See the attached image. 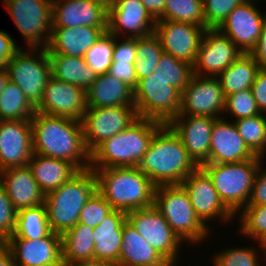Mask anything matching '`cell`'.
Returning <instances> with one entry per match:
<instances>
[{"mask_svg":"<svg viewBox=\"0 0 266 266\" xmlns=\"http://www.w3.org/2000/svg\"><path fill=\"white\" fill-rule=\"evenodd\" d=\"M31 125L34 153L71 162L79 170L90 168L81 121L36 112Z\"/></svg>","mask_w":266,"mask_h":266,"instance_id":"6da1fadb","label":"cell"},{"mask_svg":"<svg viewBox=\"0 0 266 266\" xmlns=\"http://www.w3.org/2000/svg\"><path fill=\"white\" fill-rule=\"evenodd\" d=\"M197 167L179 136L168 124H163L155 132L138 166L156 187L180 185Z\"/></svg>","mask_w":266,"mask_h":266,"instance_id":"7a4b0ae2","label":"cell"},{"mask_svg":"<svg viewBox=\"0 0 266 266\" xmlns=\"http://www.w3.org/2000/svg\"><path fill=\"white\" fill-rule=\"evenodd\" d=\"M97 190L113 210L125 213L154 205L156 186L138 167L92 169Z\"/></svg>","mask_w":266,"mask_h":266,"instance_id":"3957f363","label":"cell"},{"mask_svg":"<svg viewBox=\"0 0 266 266\" xmlns=\"http://www.w3.org/2000/svg\"><path fill=\"white\" fill-rule=\"evenodd\" d=\"M162 122L138 118L124 131L101 143L91 153L90 169L138 167Z\"/></svg>","mask_w":266,"mask_h":266,"instance_id":"277c9868","label":"cell"},{"mask_svg":"<svg viewBox=\"0 0 266 266\" xmlns=\"http://www.w3.org/2000/svg\"><path fill=\"white\" fill-rule=\"evenodd\" d=\"M97 190V179L92 169L80 170L56 190L45 195L49 227L62 235L79 221L80 212Z\"/></svg>","mask_w":266,"mask_h":266,"instance_id":"5b68a950","label":"cell"},{"mask_svg":"<svg viewBox=\"0 0 266 266\" xmlns=\"http://www.w3.org/2000/svg\"><path fill=\"white\" fill-rule=\"evenodd\" d=\"M263 157L237 163H203L220 200L235 215L249 201L255 175ZM238 212V213H237Z\"/></svg>","mask_w":266,"mask_h":266,"instance_id":"8992f818","label":"cell"},{"mask_svg":"<svg viewBox=\"0 0 266 266\" xmlns=\"http://www.w3.org/2000/svg\"><path fill=\"white\" fill-rule=\"evenodd\" d=\"M154 206L183 242L199 244L209 236L211 229L196 215L189 195L181 184L157 186Z\"/></svg>","mask_w":266,"mask_h":266,"instance_id":"52a82bcc","label":"cell"},{"mask_svg":"<svg viewBox=\"0 0 266 266\" xmlns=\"http://www.w3.org/2000/svg\"><path fill=\"white\" fill-rule=\"evenodd\" d=\"M161 70L140 79L134 89V105L138 117L168 124L181 106V92L167 84Z\"/></svg>","mask_w":266,"mask_h":266,"instance_id":"ba28073f","label":"cell"},{"mask_svg":"<svg viewBox=\"0 0 266 266\" xmlns=\"http://www.w3.org/2000/svg\"><path fill=\"white\" fill-rule=\"evenodd\" d=\"M27 49L21 46L9 59L7 70L9 80L20 87L36 109L43 100L45 86L52 76L51 63L46 48Z\"/></svg>","mask_w":266,"mask_h":266,"instance_id":"9c48e42d","label":"cell"},{"mask_svg":"<svg viewBox=\"0 0 266 266\" xmlns=\"http://www.w3.org/2000/svg\"><path fill=\"white\" fill-rule=\"evenodd\" d=\"M28 48H46L53 27L52 0H4ZM46 35V36H45Z\"/></svg>","mask_w":266,"mask_h":266,"instance_id":"30bf717a","label":"cell"},{"mask_svg":"<svg viewBox=\"0 0 266 266\" xmlns=\"http://www.w3.org/2000/svg\"><path fill=\"white\" fill-rule=\"evenodd\" d=\"M127 221L171 266H177L184 242L154 205L128 212Z\"/></svg>","mask_w":266,"mask_h":266,"instance_id":"8fae6325","label":"cell"},{"mask_svg":"<svg viewBox=\"0 0 266 266\" xmlns=\"http://www.w3.org/2000/svg\"><path fill=\"white\" fill-rule=\"evenodd\" d=\"M135 106L87 108L82 119L84 141L92 153L101 143L138 119Z\"/></svg>","mask_w":266,"mask_h":266,"instance_id":"7c38bea8","label":"cell"},{"mask_svg":"<svg viewBox=\"0 0 266 266\" xmlns=\"http://www.w3.org/2000/svg\"><path fill=\"white\" fill-rule=\"evenodd\" d=\"M226 96L217 77L193 74L181 93L178 115L221 118Z\"/></svg>","mask_w":266,"mask_h":266,"instance_id":"4fadbf2b","label":"cell"},{"mask_svg":"<svg viewBox=\"0 0 266 266\" xmlns=\"http://www.w3.org/2000/svg\"><path fill=\"white\" fill-rule=\"evenodd\" d=\"M243 54L218 28H207L193 65V74L217 77Z\"/></svg>","mask_w":266,"mask_h":266,"instance_id":"5bb4252c","label":"cell"},{"mask_svg":"<svg viewBox=\"0 0 266 266\" xmlns=\"http://www.w3.org/2000/svg\"><path fill=\"white\" fill-rule=\"evenodd\" d=\"M206 29L190 23L156 20L154 33L165 53L194 65Z\"/></svg>","mask_w":266,"mask_h":266,"instance_id":"9a60e30c","label":"cell"},{"mask_svg":"<svg viewBox=\"0 0 266 266\" xmlns=\"http://www.w3.org/2000/svg\"><path fill=\"white\" fill-rule=\"evenodd\" d=\"M181 185L187 191L196 215L205 225L207 220L213 221L218 217L224 223L231 222L234 220L232 218L236 217L220 200L210 177L200 166L191 172Z\"/></svg>","mask_w":266,"mask_h":266,"instance_id":"2e32d148","label":"cell"},{"mask_svg":"<svg viewBox=\"0 0 266 266\" xmlns=\"http://www.w3.org/2000/svg\"><path fill=\"white\" fill-rule=\"evenodd\" d=\"M87 110L86 91L51 76L36 112L82 121Z\"/></svg>","mask_w":266,"mask_h":266,"instance_id":"e0dca14e","label":"cell"},{"mask_svg":"<svg viewBox=\"0 0 266 266\" xmlns=\"http://www.w3.org/2000/svg\"><path fill=\"white\" fill-rule=\"evenodd\" d=\"M10 249L16 266H64L62 260V238L50 232L39 239L9 237Z\"/></svg>","mask_w":266,"mask_h":266,"instance_id":"ac0fdd59","label":"cell"},{"mask_svg":"<svg viewBox=\"0 0 266 266\" xmlns=\"http://www.w3.org/2000/svg\"><path fill=\"white\" fill-rule=\"evenodd\" d=\"M258 1L260 0L244 1L234 8L218 28L244 53H250L256 46L266 20V14L263 16L256 8L255 2Z\"/></svg>","mask_w":266,"mask_h":266,"instance_id":"d6986e66","label":"cell"},{"mask_svg":"<svg viewBox=\"0 0 266 266\" xmlns=\"http://www.w3.org/2000/svg\"><path fill=\"white\" fill-rule=\"evenodd\" d=\"M33 153L31 120H0V171L28 165Z\"/></svg>","mask_w":266,"mask_h":266,"instance_id":"ffe728a7","label":"cell"},{"mask_svg":"<svg viewBox=\"0 0 266 266\" xmlns=\"http://www.w3.org/2000/svg\"><path fill=\"white\" fill-rule=\"evenodd\" d=\"M155 25L156 20L141 0H115L108 9L107 31L115 36L126 31L128 37H144L154 32Z\"/></svg>","mask_w":266,"mask_h":266,"instance_id":"44dd1931","label":"cell"},{"mask_svg":"<svg viewBox=\"0 0 266 266\" xmlns=\"http://www.w3.org/2000/svg\"><path fill=\"white\" fill-rule=\"evenodd\" d=\"M216 119L206 116L177 115L168 123L198 166L209 160L212 128Z\"/></svg>","mask_w":266,"mask_h":266,"instance_id":"7402d4cb","label":"cell"},{"mask_svg":"<svg viewBox=\"0 0 266 266\" xmlns=\"http://www.w3.org/2000/svg\"><path fill=\"white\" fill-rule=\"evenodd\" d=\"M53 27L92 26L108 30V9L88 0H52Z\"/></svg>","mask_w":266,"mask_h":266,"instance_id":"603a6c76","label":"cell"},{"mask_svg":"<svg viewBox=\"0 0 266 266\" xmlns=\"http://www.w3.org/2000/svg\"><path fill=\"white\" fill-rule=\"evenodd\" d=\"M229 122L223 117L214 121L206 163H237L257 157L240 136L234 121Z\"/></svg>","mask_w":266,"mask_h":266,"instance_id":"cb8c5ba5","label":"cell"},{"mask_svg":"<svg viewBox=\"0 0 266 266\" xmlns=\"http://www.w3.org/2000/svg\"><path fill=\"white\" fill-rule=\"evenodd\" d=\"M0 184L17 211L44 204L45 194L41 191L28 165L0 171Z\"/></svg>","mask_w":266,"mask_h":266,"instance_id":"d4e9b609","label":"cell"},{"mask_svg":"<svg viewBox=\"0 0 266 266\" xmlns=\"http://www.w3.org/2000/svg\"><path fill=\"white\" fill-rule=\"evenodd\" d=\"M126 221L127 213L113 210L93 229L94 259L118 265Z\"/></svg>","mask_w":266,"mask_h":266,"instance_id":"484cf974","label":"cell"},{"mask_svg":"<svg viewBox=\"0 0 266 266\" xmlns=\"http://www.w3.org/2000/svg\"><path fill=\"white\" fill-rule=\"evenodd\" d=\"M103 33L100 28L92 26L52 27L46 50L48 54L84 57Z\"/></svg>","mask_w":266,"mask_h":266,"instance_id":"4316f807","label":"cell"},{"mask_svg":"<svg viewBox=\"0 0 266 266\" xmlns=\"http://www.w3.org/2000/svg\"><path fill=\"white\" fill-rule=\"evenodd\" d=\"M87 108L135 106L134 90L109 73L98 75L86 90Z\"/></svg>","mask_w":266,"mask_h":266,"instance_id":"83f0119b","label":"cell"},{"mask_svg":"<svg viewBox=\"0 0 266 266\" xmlns=\"http://www.w3.org/2000/svg\"><path fill=\"white\" fill-rule=\"evenodd\" d=\"M117 266H171L135 228L124 223Z\"/></svg>","mask_w":266,"mask_h":266,"instance_id":"f1b7e54d","label":"cell"},{"mask_svg":"<svg viewBox=\"0 0 266 266\" xmlns=\"http://www.w3.org/2000/svg\"><path fill=\"white\" fill-rule=\"evenodd\" d=\"M28 166L45 195L59 188L80 171L71 162L45 157L36 153L31 156Z\"/></svg>","mask_w":266,"mask_h":266,"instance_id":"f546056e","label":"cell"},{"mask_svg":"<svg viewBox=\"0 0 266 266\" xmlns=\"http://www.w3.org/2000/svg\"><path fill=\"white\" fill-rule=\"evenodd\" d=\"M52 76L58 80L83 88L85 91L97 79L84 57L48 54Z\"/></svg>","mask_w":266,"mask_h":266,"instance_id":"4dcf8cb0","label":"cell"},{"mask_svg":"<svg viewBox=\"0 0 266 266\" xmlns=\"http://www.w3.org/2000/svg\"><path fill=\"white\" fill-rule=\"evenodd\" d=\"M93 227L77 223L61 235L63 264L94 259Z\"/></svg>","mask_w":266,"mask_h":266,"instance_id":"1f68e13d","label":"cell"},{"mask_svg":"<svg viewBox=\"0 0 266 266\" xmlns=\"http://www.w3.org/2000/svg\"><path fill=\"white\" fill-rule=\"evenodd\" d=\"M259 70L258 64L249 53L241 55L217 76L225 96L251 89Z\"/></svg>","mask_w":266,"mask_h":266,"instance_id":"d6a6232c","label":"cell"},{"mask_svg":"<svg viewBox=\"0 0 266 266\" xmlns=\"http://www.w3.org/2000/svg\"><path fill=\"white\" fill-rule=\"evenodd\" d=\"M35 113L20 87L9 80L0 96V120H31Z\"/></svg>","mask_w":266,"mask_h":266,"instance_id":"836d02e7","label":"cell"},{"mask_svg":"<svg viewBox=\"0 0 266 266\" xmlns=\"http://www.w3.org/2000/svg\"><path fill=\"white\" fill-rule=\"evenodd\" d=\"M51 232L45 204L17 211L16 227L11 237L39 239Z\"/></svg>","mask_w":266,"mask_h":266,"instance_id":"e575fe53","label":"cell"},{"mask_svg":"<svg viewBox=\"0 0 266 266\" xmlns=\"http://www.w3.org/2000/svg\"><path fill=\"white\" fill-rule=\"evenodd\" d=\"M240 136L247 146L264 158L266 151V116L265 113L253 117L233 120Z\"/></svg>","mask_w":266,"mask_h":266,"instance_id":"d590c367","label":"cell"},{"mask_svg":"<svg viewBox=\"0 0 266 266\" xmlns=\"http://www.w3.org/2000/svg\"><path fill=\"white\" fill-rule=\"evenodd\" d=\"M158 20L190 23L206 27L202 0H166L163 15Z\"/></svg>","mask_w":266,"mask_h":266,"instance_id":"8d00e7d4","label":"cell"},{"mask_svg":"<svg viewBox=\"0 0 266 266\" xmlns=\"http://www.w3.org/2000/svg\"><path fill=\"white\" fill-rule=\"evenodd\" d=\"M156 69L162 71L167 84L175 87L181 93L193 76V65L165 52L160 56Z\"/></svg>","mask_w":266,"mask_h":266,"instance_id":"74e56055","label":"cell"},{"mask_svg":"<svg viewBox=\"0 0 266 266\" xmlns=\"http://www.w3.org/2000/svg\"><path fill=\"white\" fill-rule=\"evenodd\" d=\"M114 35L108 31L86 51L85 62L92 68L96 75L109 72L113 62Z\"/></svg>","mask_w":266,"mask_h":266,"instance_id":"f35d334b","label":"cell"},{"mask_svg":"<svg viewBox=\"0 0 266 266\" xmlns=\"http://www.w3.org/2000/svg\"><path fill=\"white\" fill-rule=\"evenodd\" d=\"M240 214V233L256 240L257 243L266 233V204L245 206L240 210Z\"/></svg>","mask_w":266,"mask_h":266,"instance_id":"ab89813d","label":"cell"},{"mask_svg":"<svg viewBox=\"0 0 266 266\" xmlns=\"http://www.w3.org/2000/svg\"><path fill=\"white\" fill-rule=\"evenodd\" d=\"M225 112L233 115L235 120L262 114L257 107L251 89L226 96L224 114Z\"/></svg>","mask_w":266,"mask_h":266,"instance_id":"60d3db41","label":"cell"},{"mask_svg":"<svg viewBox=\"0 0 266 266\" xmlns=\"http://www.w3.org/2000/svg\"><path fill=\"white\" fill-rule=\"evenodd\" d=\"M256 248L247 247L240 248L234 247L229 248L228 250L225 248L224 251L220 253L217 252L213 260L214 266H261L259 262L260 256L257 253ZM259 256V257H258ZM260 264V265H259Z\"/></svg>","mask_w":266,"mask_h":266,"instance_id":"b9f144b4","label":"cell"},{"mask_svg":"<svg viewBox=\"0 0 266 266\" xmlns=\"http://www.w3.org/2000/svg\"><path fill=\"white\" fill-rule=\"evenodd\" d=\"M112 211L111 205L106 201L103 195L96 190L83 206L78 223L95 228L97 225L101 224L104 218Z\"/></svg>","mask_w":266,"mask_h":266,"instance_id":"7bdbcfd3","label":"cell"},{"mask_svg":"<svg viewBox=\"0 0 266 266\" xmlns=\"http://www.w3.org/2000/svg\"><path fill=\"white\" fill-rule=\"evenodd\" d=\"M206 28H219L227 16L246 0H202Z\"/></svg>","mask_w":266,"mask_h":266,"instance_id":"ee69618b","label":"cell"},{"mask_svg":"<svg viewBox=\"0 0 266 266\" xmlns=\"http://www.w3.org/2000/svg\"><path fill=\"white\" fill-rule=\"evenodd\" d=\"M17 210L14 208L5 189L0 184V235L8 239L14 234Z\"/></svg>","mask_w":266,"mask_h":266,"instance_id":"f6af8a7d","label":"cell"},{"mask_svg":"<svg viewBox=\"0 0 266 266\" xmlns=\"http://www.w3.org/2000/svg\"><path fill=\"white\" fill-rule=\"evenodd\" d=\"M137 59L159 62L163 48L157 35L153 32L144 37H136Z\"/></svg>","mask_w":266,"mask_h":266,"instance_id":"bcb514c9","label":"cell"},{"mask_svg":"<svg viewBox=\"0 0 266 266\" xmlns=\"http://www.w3.org/2000/svg\"><path fill=\"white\" fill-rule=\"evenodd\" d=\"M120 42V37L114 35L113 62H135L137 58L136 37H127Z\"/></svg>","mask_w":266,"mask_h":266,"instance_id":"7dc6e473","label":"cell"},{"mask_svg":"<svg viewBox=\"0 0 266 266\" xmlns=\"http://www.w3.org/2000/svg\"><path fill=\"white\" fill-rule=\"evenodd\" d=\"M108 73L126 83L133 90L137 87L138 78L134 62H112Z\"/></svg>","mask_w":266,"mask_h":266,"instance_id":"c3c4849f","label":"cell"},{"mask_svg":"<svg viewBox=\"0 0 266 266\" xmlns=\"http://www.w3.org/2000/svg\"><path fill=\"white\" fill-rule=\"evenodd\" d=\"M262 166L263 164L260 163L253 182L250 198L246 206L266 204V169H264V167L262 168Z\"/></svg>","mask_w":266,"mask_h":266,"instance_id":"681fc988","label":"cell"},{"mask_svg":"<svg viewBox=\"0 0 266 266\" xmlns=\"http://www.w3.org/2000/svg\"><path fill=\"white\" fill-rule=\"evenodd\" d=\"M251 91L260 112L266 113V69L258 71Z\"/></svg>","mask_w":266,"mask_h":266,"instance_id":"f907efd6","label":"cell"},{"mask_svg":"<svg viewBox=\"0 0 266 266\" xmlns=\"http://www.w3.org/2000/svg\"><path fill=\"white\" fill-rule=\"evenodd\" d=\"M11 35L0 30V69L7 68L9 59L20 49Z\"/></svg>","mask_w":266,"mask_h":266,"instance_id":"816d5d0a","label":"cell"},{"mask_svg":"<svg viewBox=\"0 0 266 266\" xmlns=\"http://www.w3.org/2000/svg\"><path fill=\"white\" fill-rule=\"evenodd\" d=\"M249 54L255 59L260 69H266V20L262 26L256 46Z\"/></svg>","mask_w":266,"mask_h":266,"instance_id":"f5cc1de1","label":"cell"},{"mask_svg":"<svg viewBox=\"0 0 266 266\" xmlns=\"http://www.w3.org/2000/svg\"><path fill=\"white\" fill-rule=\"evenodd\" d=\"M158 62L155 61H143V59H137L134 62L136 76L138 81L154 73Z\"/></svg>","mask_w":266,"mask_h":266,"instance_id":"db71d44e","label":"cell"},{"mask_svg":"<svg viewBox=\"0 0 266 266\" xmlns=\"http://www.w3.org/2000/svg\"><path fill=\"white\" fill-rule=\"evenodd\" d=\"M141 2L155 20L162 17L166 0H141Z\"/></svg>","mask_w":266,"mask_h":266,"instance_id":"11a10c76","label":"cell"},{"mask_svg":"<svg viewBox=\"0 0 266 266\" xmlns=\"http://www.w3.org/2000/svg\"><path fill=\"white\" fill-rule=\"evenodd\" d=\"M0 266H16L12 253L7 246L0 251Z\"/></svg>","mask_w":266,"mask_h":266,"instance_id":"9f6ffc18","label":"cell"},{"mask_svg":"<svg viewBox=\"0 0 266 266\" xmlns=\"http://www.w3.org/2000/svg\"><path fill=\"white\" fill-rule=\"evenodd\" d=\"M64 266H115V265L112 263L105 262V261L91 259V260H85V261H77L71 264H64Z\"/></svg>","mask_w":266,"mask_h":266,"instance_id":"6f0895ef","label":"cell"},{"mask_svg":"<svg viewBox=\"0 0 266 266\" xmlns=\"http://www.w3.org/2000/svg\"><path fill=\"white\" fill-rule=\"evenodd\" d=\"M8 81H9V73L7 68L0 69V96L2 95V92Z\"/></svg>","mask_w":266,"mask_h":266,"instance_id":"680465c9","label":"cell"},{"mask_svg":"<svg viewBox=\"0 0 266 266\" xmlns=\"http://www.w3.org/2000/svg\"><path fill=\"white\" fill-rule=\"evenodd\" d=\"M257 242V244H259V248L261 249L260 251H262L266 257V233Z\"/></svg>","mask_w":266,"mask_h":266,"instance_id":"91938a15","label":"cell"},{"mask_svg":"<svg viewBox=\"0 0 266 266\" xmlns=\"http://www.w3.org/2000/svg\"><path fill=\"white\" fill-rule=\"evenodd\" d=\"M88 1L99 3L102 6H105L107 9H109V7L112 6L113 3L115 2V0H88Z\"/></svg>","mask_w":266,"mask_h":266,"instance_id":"94428289","label":"cell"},{"mask_svg":"<svg viewBox=\"0 0 266 266\" xmlns=\"http://www.w3.org/2000/svg\"><path fill=\"white\" fill-rule=\"evenodd\" d=\"M7 246V239L0 235V251Z\"/></svg>","mask_w":266,"mask_h":266,"instance_id":"6125c7cd","label":"cell"}]
</instances>
